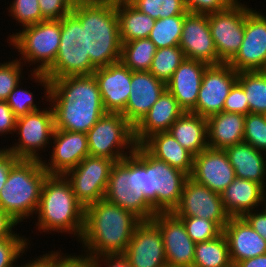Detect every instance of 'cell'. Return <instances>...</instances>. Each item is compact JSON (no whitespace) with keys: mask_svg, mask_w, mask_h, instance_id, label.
<instances>
[{"mask_svg":"<svg viewBox=\"0 0 266 267\" xmlns=\"http://www.w3.org/2000/svg\"><path fill=\"white\" fill-rule=\"evenodd\" d=\"M185 225L188 236L195 243L213 240L223 233L214 221L200 217H179Z\"/></svg>","mask_w":266,"mask_h":267,"instance_id":"cell-42","label":"cell"},{"mask_svg":"<svg viewBox=\"0 0 266 267\" xmlns=\"http://www.w3.org/2000/svg\"><path fill=\"white\" fill-rule=\"evenodd\" d=\"M77 1L117 2L119 0H77Z\"/></svg>","mask_w":266,"mask_h":267,"instance_id":"cell-56","label":"cell"},{"mask_svg":"<svg viewBox=\"0 0 266 267\" xmlns=\"http://www.w3.org/2000/svg\"><path fill=\"white\" fill-rule=\"evenodd\" d=\"M168 132L193 156L208 148L207 118L185 112L169 128Z\"/></svg>","mask_w":266,"mask_h":267,"instance_id":"cell-31","label":"cell"},{"mask_svg":"<svg viewBox=\"0 0 266 267\" xmlns=\"http://www.w3.org/2000/svg\"><path fill=\"white\" fill-rule=\"evenodd\" d=\"M93 75L98 83L105 111L121 113L126 107L131 90V70L118 61L97 68Z\"/></svg>","mask_w":266,"mask_h":267,"instance_id":"cell-23","label":"cell"},{"mask_svg":"<svg viewBox=\"0 0 266 267\" xmlns=\"http://www.w3.org/2000/svg\"><path fill=\"white\" fill-rule=\"evenodd\" d=\"M48 175L40 160L18 159L0 192V208L19 225L33 220Z\"/></svg>","mask_w":266,"mask_h":267,"instance_id":"cell-6","label":"cell"},{"mask_svg":"<svg viewBox=\"0 0 266 267\" xmlns=\"http://www.w3.org/2000/svg\"><path fill=\"white\" fill-rule=\"evenodd\" d=\"M142 220L105 199L84 208V227L78 242L81 251L96 259L123 255Z\"/></svg>","mask_w":266,"mask_h":267,"instance_id":"cell-2","label":"cell"},{"mask_svg":"<svg viewBox=\"0 0 266 267\" xmlns=\"http://www.w3.org/2000/svg\"><path fill=\"white\" fill-rule=\"evenodd\" d=\"M22 84L23 83L19 82L6 100L17 118L42 109V107L38 105V102L34 101V91L30 92V90L25 88L26 86L23 88V86H21ZM35 102L37 104H35Z\"/></svg>","mask_w":266,"mask_h":267,"instance_id":"cell-45","label":"cell"},{"mask_svg":"<svg viewBox=\"0 0 266 267\" xmlns=\"http://www.w3.org/2000/svg\"><path fill=\"white\" fill-rule=\"evenodd\" d=\"M151 221L161 231L167 265L193 267L196 243L188 236L182 220L172 212H157Z\"/></svg>","mask_w":266,"mask_h":267,"instance_id":"cell-17","label":"cell"},{"mask_svg":"<svg viewBox=\"0 0 266 267\" xmlns=\"http://www.w3.org/2000/svg\"><path fill=\"white\" fill-rule=\"evenodd\" d=\"M184 113V109L166 89L143 119L134 127L136 144L141 145L153 134L168 132L171 125Z\"/></svg>","mask_w":266,"mask_h":267,"instance_id":"cell-25","label":"cell"},{"mask_svg":"<svg viewBox=\"0 0 266 267\" xmlns=\"http://www.w3.org/2000/svg\"><path fill=\"white\" fill-rule=\"evenodd\" d=\"M22 29V30H21ZM8 34V46L19 53L20 60L29 72L45 73L54 63L61 39L60 20H44Z\"/></svg>","mask_w":266,"mask_h":267,"instance_id":"cell-8","label":"cell"},{"mask_svg":"<svg viewBox=\"0 0 266 267\" xmlns=\"http://www.w3.org/2000/svg\"><path fill=\"white\" fill-rule=\"evenodd\" d=\"M17 226L19 224L0 208V239L10 237Z\"/></svg>","mask_w":266,"mask_h":267,"instance_id":"cell-52","label":"cell"},{"mask_svg":"<svg viewBox=\"0 0 266 267\" xmlns=\"http://www.w3.org/2000/svg\"><path fill=\"white\" fill-rule=\"evenodd\" d=\"M245 115L220 112L207 118V142L212 149H222L243 142Z\"/></svg>","mask_w":266,"mask_h":267,"instance_id":"cell-29","label":"cell"},{"mask_svg":"<svg viewBox=\"0 0 266 267\" xmlns=\"http://www.w3.org/2000/svg\"><path fill=\"white\" fill-rule=\"evenodd\" d=\"M23 67L25 65L17 58L0 63V101H6L13 89L23 80Z\"/></svg>","mask_w":266,"mask_h":267,"instance_id":"cell-44","label":"cell"},{"mask_svg":"<svg viewBox=\"0 0 266 267\" xmlns=\"http://www.w3.org/2000/svg\"><path fill=\"white\" fill-rule=\"evenodd\" d=\"M223 111L243 115H247L249 113L246 94L242 86L237 81L231 87L229 94L225 99Z\"/></svg>","mask_w":266,"mask_h":267,"instance_id":"cell-47","label":"cell"},{"mask_svg":"<svg viewBox=\"0 0 266 267\" xmlns=\"http://www.w3.org/2000/svg\"><path fill=\"white\" fill-rule=\"evenodd\" d=\"M140 12L157 20L188 13L184 0H128Z\"/></svg>","mask_w":266,"mask_h":267,"instance_id":"cell-38","label":"cell"},{"mask_svg":"<svg viewBox=\"0 0 266 267\" xmlns=\"http://www.w3.org/2000/svg\"><path fill=\"white\" fill-rule=\"evenodd\" d=\"M184 19L185 15H175L155 21L149 39L155 44L157 49L179 46Z\"/></svg>","mask_w":266,"mask_h":267,"instance_id":"cell-36","label":"cell"},{"mask_svg":"<svg viewBox=\"0 0 266 267\" xmlns=\"http://www.w3.org/2000/svg\"><path fill=\"white\" fill-rule=\"evenodd\" d=\"M81 254L51 250L38 256L48 267H97V259L83 251Z\"/></svg>","mask_w":266,"mask_h":267,"instance_id":"cell-40","label":"cell"},{"mask_svg":"<svg viewBox=\"0 0 266 267\" xmlns=\"http://www.w3.org/2000/svg\"><path fill=\"white\" fill-rule=\"evenodd\" d=\"M141 146L154 158L166 162L190 176L194 156L181 146L169 132L153 134Z\"/></svg>","mask_w":266,"mask_h":267,"instance_id":"cell-30","label":"cell"},{"mask_svg":"<svg viewBox=\"0 0 266 267\" xmlns=\"http://www.w3.org/2000/svg\"><path fill=\"white\" fill-rule=\"evenodd\" d=\"M237 82L246 94L249 113L266 115V71L238 72Z\"/></svg>","mask_w":266,"mask_h":267,"instance_id":"cell-34","label":"cell"},{"mask_svg":"<svg viewBox=\"0 0 266 267\" xmlns=\"http://www.w3.org/2000/svg\"><path fill=\"white\" fill-rule=\"evenodd\" d=\"M172 213L177 217H200L216 222L222 229L230 216L219 193L188 177L178 205Z\"/></svg>","mask_w":266,"mask_h":267,"instance_id":"cell-13","label":"cell"},{"mask_svg":"<svg viewBox=\"0 0 266 267\" xmlns=\"http://www.w3.org/2000/svg\"><path fill=\"white\" fill-rule=\"evenodd\" d=\"M234 267H266V254L242 260Z\"/></svg>","mask_w":266,"mask_h":267,"instance_id":"cell-54","label":"cell"},{"mask_svg":"<svg viewBox=\"0 0 266 267\" xmlns=\"http://www.w3.org/2000/svg\"><path fill=\"white\" fill-rule=\"evenodd\" d=\"M262 208L266 211V191H265L264 197H263Z\"/></svg>","mask_w":266,"mask_h":267,"instance_id":"cell-57","label":"cell"},{"mask_svg":"<svg viewBox=\"0 0 266 267\" xmlns=\"http://www.w3.org/2000/svg\"><path fill=\"white\" fill-rule=\"evenodd\" d=\"M34 217L40 234H68L78 242L84 227V207L64 175L45 178Z\"/></svg>","mask_w":266,"mask_h":267,"instance_id":"cell-5","label":"cell"},{"mask_svg":"<svg viewBox=\"0 0 266 267\" xmlns=\"http://www.w3.org/2000/svg\"><path fill=\"white\" fill-rule=\"evenodd\" d=\"M121 44L131 40L149 38L155 19L140 12L128 0L116 2Z\"/></svg>","mask_w":266,"mask_h":267,"instance_id":"cell-32","label":"cell"},{"mask_svg":"<svg viewBox=\"0 0 266 267\" xmlns=\"http://www.w3.org/2000/svg\"><path fill=\"white\" fill-rule=\"evenodd\" d=\"M50 148L48 161H41L49 175H64L89 155L86 133L55 129Z\"/></svg>","mask_w":266,"mask_h":267,"instance_id":"cell-18","label":"cell"},{"mask_svg":"<svg viewBox=\"0 0 266 267\" xmlns=\"http://www.w3.org/2000/svg\"><path fill=\"white\" fill-rule=\"evenodd\" d=\"M7 4L8 16L12 17L16 24L19 23L20 28L45 20L39 8V0H13Z\"/></svg>","mask_w":266,"mask_h":267,"instance_id":"cell-41","label":"cell"},{"mask_svg":"<svg viewBox=\"0 0 266 267\" xmlns=\"http://www.w3.org/2000/svg\"><path fill=\"white\" fill-rule=\"evenodd\" d=\"M185 59L198 60L208 65L220 64L208 23V15L188 12L179 42Z\"/></svg>","mask_w":266,"mask_h":267,"instance_id":"cell-20","label":"cell"},{"mask_svg":"<svg viewBox=\"0 0 266 267\" xmlns=\"http://www.w3.org/2000/svg\"><path fill=\"white\" fill-rule=\"evenodd\" d=\"M31 259L28 262H21L20 267H48L38 256L30 257ZM25 263V264H24Z\"/></svg>","mask_w":266,"mask_h":267,"instance_id":"cell-55","label":"cell"},{"mask_svg":"<svg viewBox=\"0 0 266 267\" xmlns=\"http://www.w3.org/2000/svg\"><path fill=\"white\" fill-rule=\"evenodd\" d=\"M0 192L6 183L9 172L13 164L18 160L10 151L5 147L0 146Z\"/></svg>","mask_w":266,"mask_h":267,"instance_id":"cell-51","label":"cell"},{"mask_svg":"<svg viewBox=\"0 0 266 267\" xmlns=\"http://www.w3.org/2000/svg\"><path fill=\"white\" fill-rule=\"evenodd\" d=\"M243 218L266 241V211L263 208L246 213Z\"/></svg>","mask_w":266,"mask_h":267,"instance_id":"cell-50","label":"cell"},{"mask_svg":"<svg viewBox=\"0 0 266 267\" xmlns=\"http://www.w3.org/2000/svg\"><path fill=\"white\" fill-rule=\"evenodd\" d=\"M129 179V156L112 166L104 199L121 208L131 211L142 221H149L156 212L146 200L141 189L133 190Z\"/></svg>","mask_w":266,"mask_h":267,"instance_id":"cell-16","label":"cell"},{"mask_svg":"<svg viewBox=\"0 0 266 267\" xmlns=\"http://www.w3.org/2000/svg\"><path fill=\"white\" fill-rule=\"evenodd\" d=\"M265 191L256 182L236 177L220 196L230 217H243L250 211L262 208Z\"/></svg>","mask_w":266,"mask_h":267,"instance_id":"cell-27","label":"cell"},{"mask_svg":"<svg viewBox=\"0 0 266 267\" xmlns=\"http://www.w3.org/2000/svg\"><path fill=\"white\" fill-rule=\"evenodd\" d=\"M193 267H233L223 233L213 240L196 243Z\"/></svg>","mask_w":266,"mask_h":267,"instance_id":"cell-33","label":"cell"},{"mask_svg":"<svg viewBox=\"0 0 266 267\" xmlns=\"http://www.w3.org/2000/svg\"><path fill=\"white\" fill-rule=\"evenodd\" d=\"M223 234L233 267L242 260L266 254V241L243 217H230Z\"/></svg>","mask_w":266,"mask_h":267,"instance_id":"cell-24","label":"cell"},{"mask_svg":"<svg viewBox=\"0 0 266 267\" xmlns=\"http://www.w3.org/2000/svg\"><path fill=\"white\" fill-rule=\"evenodd\" d=\"M97 267H132L123 255H106L97 259Z\"/></svg>","mask_w":266,"mask_h":267,"instance_id":"cell-53","label":"cell"},{"mask_svg":"<svg viewBox=\"0 0 266 267\" xmlns=\"http://www.w3.org/2000/svg\"><path fill=\"white\" fill-rule=\"evenodd\" d=\"M71 13L85 28V55L96 68L120 61L122 44L116 2L76 0Z\"/></svg>","mask_w":266,"mask_h":267,"instance_id":"cell-4","label":"cell"},{"mask_svg":"<svg viewBox=\"0 0 266 267\" xmlns=\"http://www.w3.org/2000/svg\"><path fill=\"white\" fill-rule=\"evenodd\" d=\"M123 256L132 267H164L167 265L163 237L151 221H142L135 229Z\"/></svg>","mask_w":266,"mask_h":267,"instance_id":"cell-19","label":"cell"},{"mask_svg":"<svg viewBox=\"0 0 266 267\" xmlns=\"http://www.w3.org/2000/svg\"><path fill=\"white\" fill-rule=\"evenodd\" d=\"M130 94L121 114L135 127L166 90V83L149 71H131Z\"/></svg>","mask_w":266,"mask_h":267,"instance_id":"cell-22","label":"cell"},{"mask_svg":"<svg viewBox=\"0 0 266 267\" xmlns=\"http://www.w3.org/2000/svg\"><path fill=\"white\" fill-rule=\"evenodd\" d=\"M189 176L151 156L141 145L129 155V186L141 189L157 212H172L178 205Z\"/></svg>","mask_w":266,"mask_h":267,"instance_id":"cell-3","label":"cell"},{"mask_svg":"<svg viewBox=\"0 0 266 267\" xmlns=\"http://www.w3.org/2000/svg\"><path fill=\"white\" fill-rule=\"evenodd\" d=\"M207 66L208 64L202 61L184 59L166 83V89L174 96L185 112L191 111L196 106L203 74Z\"/></svg>","mask_w":266,"mask_h":267,"instance_id":"cell-26","label":"cell"},{"mask_svg":"<svg viewBox=\"0 0 266 267\" xmlns=\"http://www.w3.org/2000/svg\"><path fill=\"white\" fill-rule=\"evenodd\" d=\"M237 0L229 8L208 14L211 36L221 63H229L237 54L244 38V24L252 9Z\"/></svg>","mask_w":266,"mask_h":267,"instance_id":"cell-11","label":"cell"},{"mask_svg":"<svg viewBox=\"0 0 266 267\" xmlns=\"http://www.w3.org/2000/svg\"><path fill=\"white\" fill-rule=\"evenodd\" d=\"M157 51L149 38L122 43L120 61L131 71H149Z\"/></svg>","mask_w":266,"mask_h":267,"instance_id":"cell-35","label":"cell"},{"mask_svg":"<svg viewBox=\"0 0 266 267\" xmlns=\"http://www.w3.org/2000/svg\"><path fill=\"white\" fill-rule=\"evenodd\" d=\"M114 164L115 161L112 159L88 155L64 174L76 199L84 208L104 199Z\"/></svg>","mask_w":266,"mask_h":267,"instance_id":"cell-12","label":"cell"},{"mask_svg":"<svg viewBox=\"0 0 266 267\" xmlns=\"http://www.w3.org/2000/svg\"><path fill=\"white\" fill-rule=\"evenodd\" d=\"M30 74V75H29ZM30 82L33 80L35 85H40L44 89V108L30 112L24 116L18 117L16 121L15 133L16 142H12L6 149L18 159H36L42 161L43 152L50 149L53 132L55 130L54 111L49 103L50 80L44 73H28ZM47 101V102H46ZM49 103V104H48ZM49 105V106H48ZM14 143V144H13ZM48 148V149H46Z\"/></svg>","mask_w":266,"mask_h":267,"instance_id":"cell-7","label":"cell"},{"mask_svg":"<svg viewBox=\"0 0 266 267\" xmlns=\"http://www.w3.org/2000/svg\"><path fill=\"white\" fill-rule=\"evenodd\" d=\"M89 155L119 162L135 148L134 127L121 113L106 112L86 133Z\"/></svg>","mask_w":266,"mask_h":267,"instance_id":"cell-10","label":"cell"},{"mask_svg":"<svg viewBox=\"0 0 266 267\" xmlns=\"http://www.w3.org/2000/svg\"><path fill=\"white\" fill-rule=\"evenodd\" d=\"M237 78L238 72L228 63L208 65L203 74L196 106L190 112L205 118L222 112L225 99Z\"/></svg>","mask_w":266,"mask_h":267,"instance_id":"cell-15","label":"cell"},{"mask_svg":"<svg viewBox=\"0 0 266 267\" xmlns=\"http://www.w3.org/2000/svg\"><path fill=\"white\" fill-rule=\"evenodd\" d=\"M189 177L219 194L236 178L226 152L209 147L194 156Z\"/></svg>","mask_w":266,"mask_h":267,"instance_id":"cell-21","label":"cell"},{"mask_svg":"<svg viewBox=\"0 0 266 267\" xmlns=\"http://www.w3.org/2000/svg\"><path fill=\"white\" fill-rule=\"evenodd\" d=\"M30 241L29 237L17 231L10 237L0 239V267H20L18 260L31 248Z\"/></svg>","mask_w":266,"mask_h":267,"instance_id":"cell-39","label":"cell"},{"mask_svg":"<svg viewBox=\"0 0 266 267\" xmlns=\"http://www.w3.org/2000/svg\"><path fill=\"white\" fill-rule=\"evenodd\" d=\"M17 117L14 112L11 110L7 101H0V138L6 137V135H14L16 128Z\"/></svg>","mask_w":266,"mask_h":267,"instance_id":"cell-49","label":"cell"},{"mask_svg":"<svg viewBox=\"0 0 266 267\" xmlns=\"http://www.w3.org/2000/svg\"><path fill=\"white\" fill-rule=\"evenodd\" d=\"M76 0H39V8L45 20H61L71 13Z\"/></svg>","mask_w":266,"mask_h":267,"instance_id":"cell-46","label":"cell"},{"mask_svg":"<svg viewBox=\"0 0 266 267\" xmlns=\"http://www.w3.org/2000/svg\"><path fill=\"white\" fill-rule=\"evenodd\" d=\"M184 59L183 50L179 46L157 49L149 72L157 79L167 83Z\"/></svg>","mask_w":266,"mask_h":267,"instance_id":"cell-37","label":"cell"},{"mask_svg":"<svg viewBox=\"0 0 266 267\" xmlns=\"http://www.w3.org/2000/svg\"><path fill=\"white\" fill-rule=\"evenodd\" d=\"M252 8L245 18L244 38L228 63L236 72L266 71V15Z\"/></svg>","mask_w":266,"mask_h":267,"instance_id":"cell-14","label":"cell"},{"mask_svg":"<svg viewBox=\"0 0 266 267\" xmlns=\"http://www.w3.org/2000/svg\"><path fill=\"white\" fill-rule=\"evenodd\" d=\"M237 178L260 184L266 190V153L240 142L224 149Z\"/></svg>","mask_w":266,"mask_h":267,"instance_id":"cell-28","label":"cell"},{"mask_svg":"<svg viewBox=\"0 0 266 267\" xmlns=\"http://www.w3.org/2000/svg\"><path fill=\"white\" fill-rule=\"evenodd\" d=\"M60 46L53 65L44 73L49 80L92 75L97 69L85 55V28L72 14L60 20Z\"/></svg>","mask_w":266,"mask_h":267,"instance_id":"cell-9","label":"cell"},{"mask_svg":"<svg viewBox=\"0 0 266 267\" xmlns=\"http://www.w3.org/2000/svg\"><path fill=\"white\" fill-rule=\"evenodd\" d=\"M237 0H184L187 11L196 14H211L229 8Z\"/></svg>","mask_w":266,"mask_h":267,"instance_id":"cell-48","label":"cell"},{"mask_svg":"<svg viewBox=\"0 0 266 267\" xmlns=\"http://www.w3.org/2000/svg\"><path fill=\"white\" fill-rule=\"evenodd\" d=\"M243 141L251 144L256 150L266 153V115L248 113L245 115Z\"/></svg>","mask_w":266,"mask_h":267,"instance_id":"cell-43","label":"cell"},{"mask_svg":"<svg viewBox=\"0 0 266 267\" xmlns=\"http://www.w3.org/2000/svg\"><path fill=\"white\" fill-rule=\"evenodd\" d=\"M49 103L55 129L87 133L106 113L94 75L70 76L50 81Z\"/></svg>","mask_w":266,"mask_h":267,"instance_id":"cell-1","label":"cell"}]
</instances>
